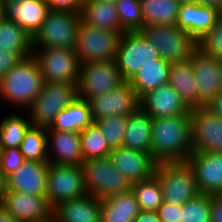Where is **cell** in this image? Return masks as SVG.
<instances>
[{
    "label": "cell",
    "mask_w": 222,
    "mask_h": 222,
    "mask_svg": "<svg viewBox=\"0 0 222 222\" xmlns=\"http://www.w3.org/2000/svg\"><path fill=\"white\" fill-rule=\"evenodd\" d=\"M25 160L48 162V142L46 128L31 125L19 145Z\"/></svg>",
    "instance_id": "cell-33"
},
{
    "label": "cell",
    "mask_w": 222,
    "mask_h": 222,
    "mask_svg": "<svg viewBox=\"0 0 222 222\" xmlns=\"http://www.w3.org/2000/svg\"><path fill=\"white\" fill-rule=\"evenodd\" d=\"M170 64L167 62H148L143 64L130 81L138 98L168 83Z\"/></svg>",
    "instance_id": "cell-30"
},
{
    "label": "cell",
    "mask_w": 222,
    "mask_h": 222,
    "mask_svg": "<svg viewBox=\"0 0 222 222\" xmlns=\"http://www.w3.org/2000/svg\"><path fill=\"white\" fill-rule=\"evenodd\" d=\"M25 161L19 147L0 150V168L6 177L15 172Z\"/></svg>",
    "instance_id": "cell-41"
},
{
    "label": "cell",
    "mask_w": 222,
    "mask_h": 222,
    "mask_svg": "<svg viewBox=\"0 0 222 222\" xmlns=\"http://www.w3.org/2000/svg\"><path fill=\"white\" fill-rule=\"evenodd\" d=\"M152 118L140 107L128 116L122 147L151 153Z\"/></svg>",
    "instance_id": "cell-27"
},
{
    "label": "cell",
    "mask_w": 222,
    "mask_h": 222,
    "mask_svg": "<svg viewBox=\"0 0 222 222\" xmlns=\"http://www.w3.org/2000/svg\"><path fill=\"white\" fill-rule=\"evenodd\" d=\"M212 195L199 193L180 209V222H211Z\"/></svg>",
    "instance_id": "cell-37"
},
{
    "label": "cell",
    "mask_w": 222,
    "mask_h": 222,
    "mask_svg": "<svg viewBox=\"0 0 222 222\" xmlns=\"http://www.w3.org/2000/svg\"><path fill=\"white\" fill-rule=\"evenodd\" d=\"M222 10L216 6L181 4L177 16V27L199 41L216 23Z\"/></svg>",
    "instance_id": "cell-20"
},
{
    "label": "cell",
    "mask_w": 222,
    "mask_h": 222,
    "mask_svg": "<svg viewBox=\"0 0 222 222\" xmlns=\"http://www.w3.org/2000/svg\"><path fill=\"white\" fill-rule=\"evenodd\" d=\"M201 5L216 6L221 9V0H200Z\"/></svg>",
    "instance_id": "cell-50"
},
{
    "label": "cell",
    "mask_w": 222,
    "mask_h": 222,
    "mask_svg": "<svg viewBox=\"0 0 222 222\" xmlns=\"http://www.w3.org/2000/svg\"><path fill=\"white\" fill-rule=\"evenodd\" d=\"M92 123L93 119L91 117L88 101L77 97L72 103L57 114L52 125L46 129L81 132Z\"/></svg>",
    "instance_id": "cell-29"
},
{
    "label": "cell",
    "mask_w": 222,
    "mask_h": 222,
    "mask_svg": "<svg viewBox=\"0 0 222 222\" xmlns=\"http://www.w3.org/2000/svg\"><path fill=\"white\" fill-rule=\"evenodd\" d=\"M122 34L81 22L75 46L80 64L115 60Z\"/></svg>",
    "instance_id": "cell-8"
},
{
    "label": "cell",
    "mask_w": 222,
    "mask_h": 222,
    "mask_svg": "<svg viewBox=\"0 0 222 222\" xmlns=\"http://www.w3.org/2000/svg\"><path fill=\"white\" fill-rule=\"evenodd\" d=\"M154 175L161 185L163 202L183 205L200 193L188 161L159 162Z\"/></svg>",
    "instance_id": "cell-4"
},
{
    "label": "cell",
    "mask_w": 222,
    "mask_h": 222,
    "mask_svg": "<svg viewBox=\"0 0 222 222\" xmlns=\"http://www.w3.org/2000/svg\"><path fill=\"white\" fill-rule=\"evenodd\" d=\"M0 49L11 52H33L32 37L13 21H0Z\"/></svg>",
    "instance_id": "cell-34"
},
{
    "label": "cell",
    "mask_w": 222,
    "mask_h": 222,
    "mask_svg": "<svg viewBox=\"0 0 222 222\" xmlns=\"http://www.w3.org/2000/svg\"><path fill=\"white\" fill-rule=\"evenodd\" d=\"M127 121L128 116L117 115L106 117L95 122L101 129L111 149L122 146Z\"/></svg>",
    "instance_id": "cell-39"
},
{
    "label": "cell",
    "mask_w": 222,
    "mask_h": 222,
    "mask_svg": "<svg viewBox=\"0 0 222 222\" xmlns=\"http://www.w3.org/2000/svg\"><path fill=\"white\" fill-rule=\"evenodd\" d=\"M100 1H107V2H113V3H116L117 0H100Z\"/></svg>",
    "instance_id": "cell-54"
},
{
    "label": "cell",
    "mask_w": 222,
    "mask_h": 222,
    "mask_svg": "<svg viewBox=\"0 0 222 222\" xmlns=\"http://www.w3.org/2000/svg\"><path fill=\"white\" fill-rule=\"evenodd\" d=\"M139 102L140 108L151 118L178 116L190 111L169 83L146 93Z\"/></svg>",
    "instance_id": "cell-19"
},
{
    "label": "cell",
    "mask_w": 222,
    "mask_h": 222,
    "mask_svg": "<svg viewBox=\"0 0 222 222\" xmlns=\"http://www.w3.org/2000/svg\"><path fill=\"white\" fill-rule=\"evenodd\" d=\"M180 2V4H196L199 3L200 4V0H178Z\"/></svg>",
    "instance_id": "cell-52"
},
{
    "label": "cell",
    "mask_w": 222,
    "mask_h": 222,
    "mask_svg": "<svg viewBox=\"0 0 222 222\" xmlns=\"http://www.w3.org/2000/svg\"><path fill=\"white\" fill-rule=\"evenodd\" d=\"M207 108L222 119V91L207 105Z\"/></svg>",
    "instance_id": "cell-47"
},
{
    "label": "cell",
    "mask_w": 222,
    "mask_h": 222,
    "mask_svg": "<svg viewBox=\"0 0 222 222\" xmlns=\"http://www.w3.org/2000/svg\"><path fill=\"white\" fill-rule=\"evenodd\" d=\"M211 222H222V193L212 195Z\"/></svg>",
    "instance_id": "cell-45"
},
{
    "label": "cell",
    "mask_w": 222,
    "mask_h": 222,
    "mask_svg": "<svg viewBox=\"0 0 222 222\" xmlns=\"http://www.w3.org/2000/svg\"><path fill=\"white\" fill-rule=\"evenodd\" d=\"M193 151L222 153V119L207 107L191 109Z\"/></svg>",
    "instance_id": "cell-14"
},
{
    "label": "cell",
    "mask_w": 222,
    "mask_h": 222,
    "mask_svg": "<svg viewBox=\"0 0 222 222\" xmlns=\"http://www.w3.org/2000/svg\"><path fill=\"white\" fill-rule=\"evenodd\" d=\"M197 49L206 56L222 60V14L212 28L197 41Z\"/></svg>",
    "instance_id": "cell-40"
},
{
    "label": "cell",
    "mask_w": 222,
    "mask_h": 222,
    "mask_svg": "<svg viewBox=\"0 0 222 222\" xmlns=\"http://www.w3.org/2000/svg\"><path fill=\"white\" fill-rule=\"evenodd\" d=\"M115 62L123 80L130 82L143 64L166 61L141 32H125L122 34Z\"/></svg>",
    "instance_id": "cell-9"
},
{
    "label": "cell",
    "mask_w": 222,
    "mask_h": 222,
    "mask_svg": "<svg viewBox=\"0 0 222 222\" xmlns=\"http://www.w3.org/2000/svg\"><path fill=\"white\" fill-rule=\"evenodd\" d=\"M113 165L132 185L154 175L157 161L151 153L119 147L109 155Z\"/></svg>",
    "instance_id": "cell-16"
},
{
    "label": "cell",
    "mask_w": 222,
    "mask_h": 222,
    "mask_svg": "<svg viewBox=\"0 0 222 222\" xmlns=\"http://www.w3.org/2000/svg\"><path fill=\"white\" fill-rule=\"evenodd\" d=\"M131 190L142 211H157L163 203L162 188L155 175L132 184Z\"/></svg>",
    "instance_id": "cell-36"
},
{
    "label": "cell",
    "mask_w": 222,
    "mask_h": 222,
    "mask_svg": "<svg viewBox=\"0 0 222 222\" xmlns=\"http://www.w3.org/2000/svg\"><path fill=\"white\" fill-rule=\"evenodd\" d=\"M31 55L32 52H11L0 49V78L6 75L22 59Z\"/></svg>",
    "instance_id": "cell-42"
},
{
    "label": "cell",
    "mask_w": 222,
    "mask_h": 222,
    "mask_svg": "<svg viewBox=\"0 0 222 222\" xmlns=\"http://www.w3.org/2000/svg\"><path fill=\"white\" fill-rule=\"evenodd\" d=\"M87 194L81 166L49 163L46 197L52 209L62 202L84 197Z\"/></svg>",
    "instance_id": "cell-11"
},
{
    "label": "cell",
    "mask_w": 222,
    "mask_h": 222,
    "mask_svg": "<svg viewBox=\"0 0 222 222\" xmlns=\"http://www.w3.org/2000/svg\"><path fill=\"white\" fill-rule=\"evenodd\" d=\"M182 205L163 202L157 209L160 222H180V209Z\"/></svg>",
    "instance_id": "cell-43"
},
{
    "label": "cell",
    "mask_w": 222,
    "mask_h": 222,
    "mask_svg": "<svg viewBox=\"0 0 222 222\" xmlns=\"http://www.w3.org/2000/svg\"><path fill=\"white\" fill-rule=\"evenodd\" d=\"M50 8L46 0H5V15L31 37L40 28Z\"/></svg>",
    "instance_id": "cell-23"
},
{
    "label": "cell",
    "mask_w": 222,
    "mask_h": 222,
    "mask_svg": "<svg viewBox=\"0 0 222 222\" xmlns=\"http://www.w3.org/2000/svg\"><path fill=\"white\" fill-rule=\"evenodd\" d=\"M87 101L94 123L106 117L129 116L140 107L135 90L126 81L106 94L90 97Z\"/></svg>",
    "instance_id": "cell-13"
},
{
    "label": "cell",
    "mask_w": 222,
    "mask_h": 222,
    "mask_svg": "<svg viewBox=\"0 0 222 222\" xmlns=\"http://www.w3.org/2000/svg\"><path fill=\"white\" fill-rule=\"evenodd\" d=\"M78 97L77 84L44 82L27 110L32 125L48 128L57 114Z\"/></svg>",
    "instance_id": "cell-7"
},
{
    "label": "cell",
    "mask_w": 222,
    "mask_h": 222,
    "mask_svg": "<svg viewBox=\"0 0 222 222\" xmlns=\"http://www.w3.org/2000/svg\"><path fill=\"white\" fill-rule=\"evenodd\" d=\"M80 14L85 25L97 27L101 30L125 33L118 19L116 3L88 0L83 2Z\"/></svg>",
    "instance_id": "cell-25"
},
{
    "label": "cell",
    "mask_w": 222,
    "mask_h": 222,
    "mask_svg": "<svg viewBox=\"0 0 222 222\" xmlns=\"http://www.w3.org/2000/svg\"><path fill=\"white\" fill-rule=\"evenodd\" d=\"M52 222H101V200L87 194L53 208Z\"/></svg>",
    "instance_id": "cell-24"
},
{
    "label": "cell",
    "mask_w": 222,
    "mask_h": 222,
    "mask_svg": "<svg viewBox=\"0 0 222 222\" xmlns=\"http://www.w3.org/2000/svg\"><path fill=\"white\" fill-rule=\"evenodd\" d=\"M168 83L190 110L199 107L197 80L190 59L170 64Z\"/></svg>",
    "instance_id": "cell-26"
},
{
    "label": "cell",
    "mask_w": 222,
    "mask_h": 222,
    "mask_svg": "<svg viewBox=\"0 0 222 222\" xmlns=\"http://www.w3.org/2000/svg\"><path fill=\"white\" fill-rule=\"evenodd\" d=\"M32 55L44 82L78 83L81 64L75 49L43 48L33 50Z\"/></svg>",
    "instance_id": "cell-10"
},
{
    "label": "cell",
    "mask_w": 222,
    "mask_h": 222,
    "mask_svg": "<svg viewBox=\"0 0 222 222\" xmlns=\"http://www.w3.org/2000/svg\"><path fill=\"white\" fill-rule=\"evenodd\" d=\"M80 134L81 152L83 160L108 157L111 148L108 146L101 129L96 123L84 128Z\"/></svg>",
    "instance_id": "cell-35"
},
{
    "label": "cell",
    "mask_w": 222,
    "mask_h": 222,
    "mask_svg": "<svg viewBox=\"0 0 222 222\" xmlns=\"http://www.w3.org/2000/svg\"><path fill=\"white\" fill-rule=\"evenodd\" d=\"M169 64L184 62L197 49V41L177 25H149L140 31Z\"/></svg>",
    "instance_id": "cell-5"
},
{
    "label": "cell",
    "mask_w": 222,
    "mask_h": 222,
    "mask_svg": "<svg viewBox=\"0 0 222 222\" xmlns=\"http://www.w3.org/2000/svg\"><path fill=\"white\" fill-rule=\"evenodd\" d=\"M6 18L5 15V0H0V21Z\"/></svg>",
    "instance_id": "cell-51"
},
{
    "label": "cell",
    "mask_w": 222,
    "mask_h": 222,
    "mask_svg": "<svg viewBox=\"0 0 222 222\" xmlns=\"http://www.w3.org/2000/svg\"><path fill=\"white\" fill-rule=\"evenodd\" d=\"M43 84L44 79L36 59L33 55L28 56L0 78V103L17 111H27Z\"/></svg>",
    "instance_id": "cell-2"
},
{
    "label": "cell",
    "mask_w": 222,
    "mask_h": 222,
    "mask_svg": "<svg viewBox=\"0 0 222 222\" xmlns=\"http://www.w3.org/2000/svg\"><path fill=\"white\" fill-rule=\"evenodd\" d=\"M139 211L131 189L101 200V222H133Z\"/></svg>",
    "instance_id": "cell-28"
},
{
    "label": "cell",
    "mask_w": 222,
    "mask_h": 222,
    "mask_svg": "<svg viewBox=\"0 0 222 222\" xmlns=\"http://www.w3.org/2000/svg\"><path fill=\"white\" fill-rule=\"evenodd\" d=\"M49 162L26 160L15 172L6 177L7 191H17L46 197Z\"/></svg>",
    "instance_id": "cell-21"
},
{
    "label": "cell",
    "mask_w": 222,
    "mask_h": 222,
    "mask_svg": "<svg viewBox=\"0 0 222 222\" xmlns=\"http://www.w3.org/2000/svg\"><path fill=\"white\" fill-rule=\"evenodd\" d=\"M48 162L58 165H79L83 163L79 132L46 129Z\"/></svg>",
    "instance_id": "cell-22"
},
{
    "label": "cell",
    "mask_w": 222,
    "mask_h": 222,
    "mask_svg": "<svg viewBox=\"0 0 222 222\" xmlns=\"http://www.w3.org/2000/svg\"><path fill=\"white\" fill-rule=\"evenodd\" d=\"M81 14L50 10L40 28L32 36L33 50L43 48L75 49Z\"/></svg>",
    "instance_id": "cell-3"
},
{
    "label": "cell",
    "mask_w": 222,
    "mask_h": 222,
    "mask_svg": "<svg viewBox=\"0 0 222 222\" xmlns=\"http://www.w3.org/2000/svg\"><path fill=\"white\" fill-rule=\"evenodd\" d=\"M190 60L197 80L199 107H207L213 98L222 91L219 76L220 60L206 56L198 49L192 53Z\"/></svg>",
    "instance_id": "cell-18"
},
{
    "label": "cell",
    "mask_w": 222,
    "mask_h": 222,
    "mask_svg": "<svg viewBox=\"0 0 222 222\" xmlns=\"http://www.w3.org/2000/svg\"><path fill=\"white\" fill-rule=\"evenodd\" d=\"M14 111L0 119V150L19 147L26 131L32 125L27 111H24V115L15 109Z\"/></svg>",
    "instance_id": "cell-31"
},
{
    "label": "cell",
    "mask_w": 222,
    "mask_h": 222,
    "mask_svg": "<svg viewBox=\"0 0 222 222\" xmlns=\"http://www.w3.org/2000/svg\"><path fill=\"white\" fill-rule=\"evenodd\" d=\"M7 179L3 171L0 168V201L2 200L4 194L7 192Z\"/></svg>",
    "instance_id": "cell-49"
},
{
    "label": "cell",
    "mask_w": 222,
    "mask_h": 222,
    "mask_svg": "<svg viewBox=\"0 0 222 222\" xmlns=\"http://www.w3.org/2000/svg\"><path fill=\"white\" fill-rule=\"evenodd\" d=\"M190 115L191 110L178 116L152 118L151 154L158 163L187 161L193 152Z\"/></svg>",
    "instance_id": "cell-1"
},
{
    "label": "cell",
    "mask_w": 222,
    "mask_h": 222,
    "mask_svg": "<svg viewBox=\"0 0 222 222\" xmlns=\"http://www.w3.org/2000/svg\"><path fill=\"white\" fill-rule=\"evenodd\" d=\"M200 193H222V153L193 151L187 159Z\"/></svg>",
    "instance_id": "cell-17"
},
{
    "label": "cell",
    "mask_w": 222,
    "mask_h": 222,
    "mask_svg": "<svg viewBox=\"0 0 222 222\" xmlns=\"http://www.w3.org/2000/svg\"><path fill=\"white\" fill-rule=\"evenodd\" d=\"M0 203L20 222H52L53 209L47 197L7 191Z\"/></svg>",
    "instance_id": "cell-15"
},
{
    "label": "cell",
    "mask_w": 222,
    "mask_h": 222,
    "mask_svg": "<svg viewBox=\"0 0 222 222\" xmlns=\"http://www.w3.org/2000/svg\"><path fill=\"white\" fill-rule=\"evenodd\" d=\"M50 10L81 13V0H46Z\"/></svg>",
    "instance_id": "cell-44"
},
{
    "label": "cell",
    "mask_w": 222,
    "mask_h": 222,
    "mask_svg": "<svg viewBox=\"0 0 222 222\" xmlns=\"http://www.w3.org/2000/svg\"><path fill=\"white\" fill-rule=\"evenodd\" d=\"M87 193L104 200L131 189V184L113 165L110 157L88 159L81 164Z\"/></svg>",
    "instance_id": "cell-6"
},
{
    "label": "cell",
    "mask_w": 222,
    "mask_h": 222,
    "mask_svg": "<svg viewBox=\"0 0 222 222\" xmlns=\"http://www.w3.org/2000/svg\"><path fill=\"white\" fill-rule=\"evenodd\" d=\"M133 222H160V219L156 211L140 210Z\"/></svg>",
    "instance_id": "cell-46"
},
{
    "label": "cell",
    "mask_w": 222,
    "mask_h": 222,
    "mask_svg": "<svg viewBox=\"0 0 222 222\" xmlns=\"http://www.w3.org/2000/svg\"><path fill=\"white\" fill-rule=\"evenodd\" d=\"M144 26L176 25L180 2L178 0H140Z\"/></svg>",
    "instance_id": "cell-32"
},
{
    "label": "cell",
    "mask_w": 222,
    "mask_h": 222,
    "mask_svg": "<svg viewBox=\"0 0 222 222\" xmlns=\"http://www.w3.org/2000/svg\"><path fill=\"white\" fill-rule=\"evenodd\" d=\"M118 19L125 32H140L144 27L140 0H117Z\"/></svg>",
    "instance_id": "cell-38"
},
{
    "label": "cell",
    "mask_w": 222,
    "mask_h": 222,
    "mask_svg": "<svg viewBox=\"0 0 222 222\" xmlns=\"http://www.w3.org/2000/svg\"><path fill=\"white\" fill-rule=\"evenodd\" d=\"M0 222H20L0 203Z\"/></svg>",
    "instance_id": "cell-48"
},
{
    "label": "cell",
    "mask_w": 222,
    "mask_h": 222,
    "mask_svg": "<svg viewBox=\"0 0 222 222\" xmlns=\"http://www.w3.org/2000/svg\"><path fill=\"white\" fill-rule=\"evenodd\" d=\"M220 87H221V90H222V60H220Z\"/></svg>",
    "instance_id": "cell-53"
},
{
    "label": "cell",
    "mask_w": 222,
    "mask_h": 222,
    "mask_svg": "<svg viewBox=\"0 0 222 222\" xmlns=\"http://www.w3.org/2000/svg\"><path fill=\"white\" fill-rule=\"evenodd\" d=\"M124 82L115 60L81 65L77 83L78 97L87 100L106 94Z\"/></svg>",
    "instance_id": "cell-12"
}]
</instances>
